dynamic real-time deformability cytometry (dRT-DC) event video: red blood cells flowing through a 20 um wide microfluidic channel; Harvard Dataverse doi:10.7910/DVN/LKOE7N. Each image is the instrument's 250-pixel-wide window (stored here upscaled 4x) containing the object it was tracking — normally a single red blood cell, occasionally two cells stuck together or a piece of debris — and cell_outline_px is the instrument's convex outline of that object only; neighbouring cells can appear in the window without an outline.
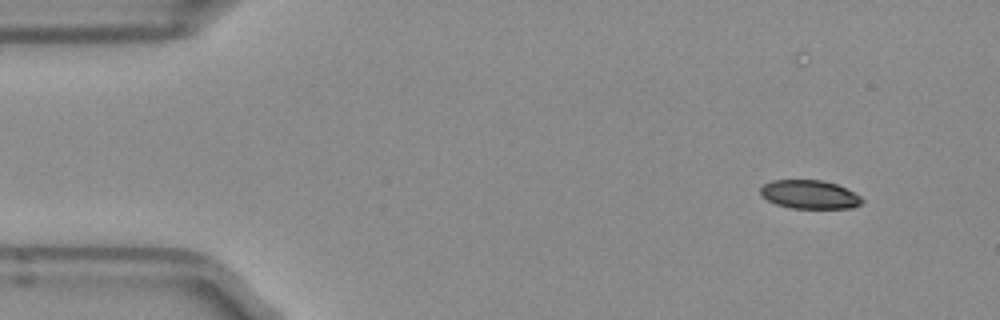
{"species": "Egyptian fruit bat (a non-hibernating species)", "species_latin": "Rousettus aegyptiacus", "temperature_condition": "room temperature", "stored_images_in_passage": 54, "segment_of_instrument_passage": [1, 2], "camera_frame_rate_fps": 3000, "um_per_image_px": 0.085, "frame": {"image": 1, "passage_image": 7, "time_ms": 2.0, "image_size_px": [1000, 320], "cell_outline_px": [[864, 200], [860, 204], [852, 208], [792, 208], [776, 204], [760, 196], [760, 188], [764, 184], [772, 180], [820, 180], [836, 184], [860, 196]], "centroid_in_image_um": [68.78, 16.53], "position_along_channel_um": 16.2, "area_um2": 16.82}}
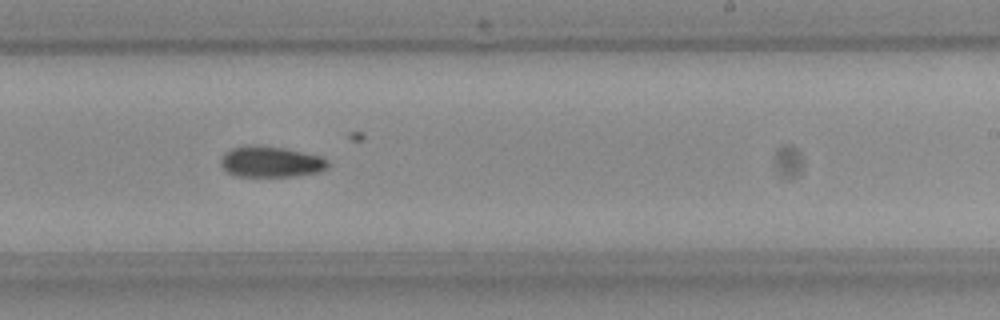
{"frame": {"image": 2, "passage_image": 33, "time_ms": 10.667, "image_size_px": [1000, 320], "cell_outline_px": [[328, 168], [320, 172], [292, 176], [240, 176], [228, 172], [220, 164], [220, 160], [224, 152], [228, 148], [252, 144], [260, 144], [284, 148], [324, 156], [328, 160]], "centroid_in_image_um": [23.03, 13.72], "position_along_channel_um": 266.0, "area_um2": 19.65}}
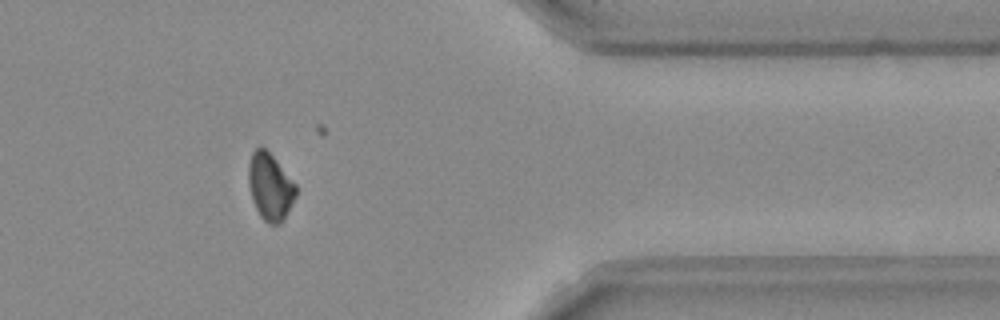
{"frame": {"image": 3, "passage_image": 44, "time_ms": 14.333, "image_size_px": [1000, 320], "cell_outline_px": [[296, 196], [280, 224], [268, 224], [260, 216], [252, 200], [248, 180], [248, 164], [252, 152], [256, 148], [264, 148], [276, 160], [296, 184]], "centroid_in_image_um": [22.94, 15.88], "position_along_channel_um": 388.5, "area_um2": 18.26}}